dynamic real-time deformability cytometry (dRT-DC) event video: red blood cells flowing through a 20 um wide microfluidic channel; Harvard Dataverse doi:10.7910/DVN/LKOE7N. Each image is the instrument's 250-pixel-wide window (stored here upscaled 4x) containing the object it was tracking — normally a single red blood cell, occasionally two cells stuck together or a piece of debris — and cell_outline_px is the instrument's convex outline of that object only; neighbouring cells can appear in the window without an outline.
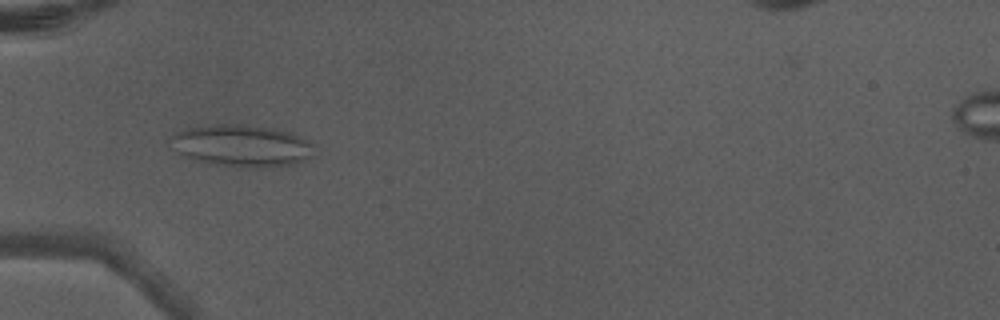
{"species": "Egyptian fruit bat (a non-hibernating species)", "species_latin": "Rousettus aegyptiacus", "temperature_condition": "warm", "stored_images_in_passage": 6, "camera_frame_rate_fps": 3000, "um_per_image_px": 0.085, "animal": {"sex": "male"}, "frame": {"image": 1, "passage_image": 5, "time_ms": 1.333, "image_size_px": [1000, 320], "cell_outline_px": [[312, 156], [304, 160], [292, 164], [264, 168], [236, 168], [212, 164], [192, 160], [168, 148], [168, 140], [172, 136], [184, 128], [212, 124], [244, 124], [276, 128], [292, 132], [308, 140], [312, 144]], "centroid_in_image_um": [20.47, 12.39], "position_along_channel_um": 64.5, "area_um2": 36.07}}